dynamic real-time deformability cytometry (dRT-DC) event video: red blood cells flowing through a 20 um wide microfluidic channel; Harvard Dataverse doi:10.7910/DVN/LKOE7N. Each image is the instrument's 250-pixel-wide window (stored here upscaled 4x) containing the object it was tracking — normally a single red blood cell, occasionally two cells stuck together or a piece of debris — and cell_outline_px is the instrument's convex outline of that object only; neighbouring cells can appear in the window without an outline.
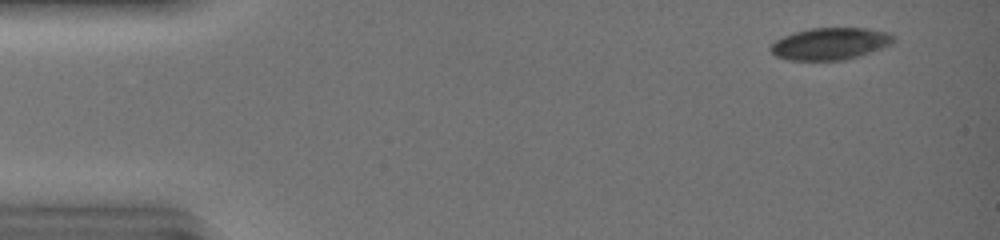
{"species": "common noctule bat (a hibernating species)", "species_latin": "Nyctalus noctula", "temperature_condition": "warm", "stored_images_in_passage": 29, "camera_frame_rate_fps": 3000, "um_per_image_px": 0.085, "animal": {"sex": "female", "body_mass_g": 19.0, "forearm_length_mm": 51.5}, "frame": {"image": 1, "passage_image": 3, "time_ms": 0.667, "image_size_px": [1000, 240], "cell_outline_px": [[896, 36], [892, 44], [860, 56], [844, 60], [788, 60], [776, 56], [768, 48], [776, 40], [784, 36], [808, 28], [868, 28], [888, 32]], "centroid_in_image_um": [70.59, 3.71], "position_along_channel_um": 14.4, "area_um2": 23.0}}
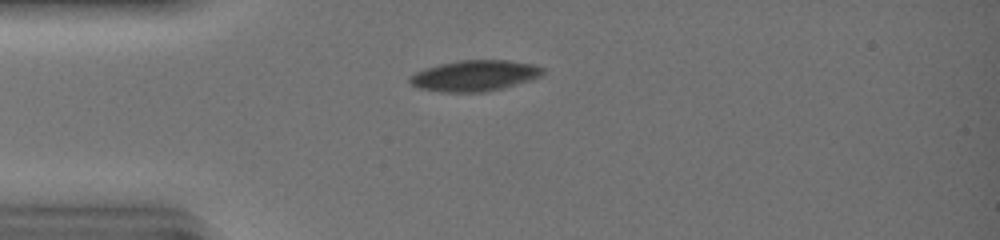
{"frame": {"image": 2, "passage_image": 12, "time_ms": 3.667, "image_size_px": [1000, 240], "cell_outline_px": [[544, 72], [540, 76], [504, 88], [484, 92], [440, 92], [420, 88], [412, 84], [408, 80], [408, 76], [424, 68], [440, 64], [460, 60], [508, 60], [536, 64], [544, 68]], "centroid_in_image_um": [40.34, 6.43], "position_along_channel_um": 44.7, "area_um2": 23.99}}
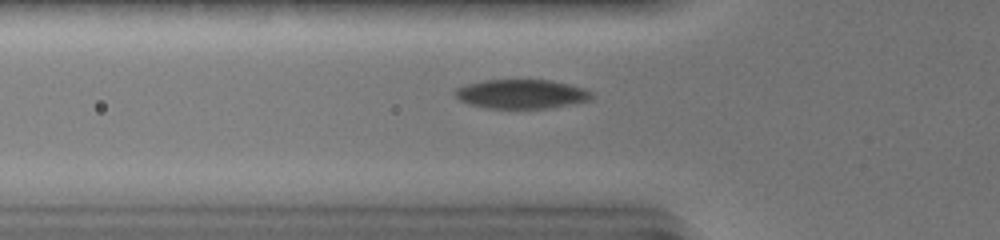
{"frame": {"image": 3, "passage_image": 16, "time_ms": 5.0, "image_size_px": [1000, 240], "cell_outline_px": [[592, 100], [552, 108], [488, 108], [468, 104], [460, 100], [452, 92], [456, 88], [464, 84], [484, 80], [552, 80], [584, 88], [592, 92]], "centroid_in_image_um": [44.32, 7.99], "position_along_channel_um": 81.5, "area_um2": 23.41}}